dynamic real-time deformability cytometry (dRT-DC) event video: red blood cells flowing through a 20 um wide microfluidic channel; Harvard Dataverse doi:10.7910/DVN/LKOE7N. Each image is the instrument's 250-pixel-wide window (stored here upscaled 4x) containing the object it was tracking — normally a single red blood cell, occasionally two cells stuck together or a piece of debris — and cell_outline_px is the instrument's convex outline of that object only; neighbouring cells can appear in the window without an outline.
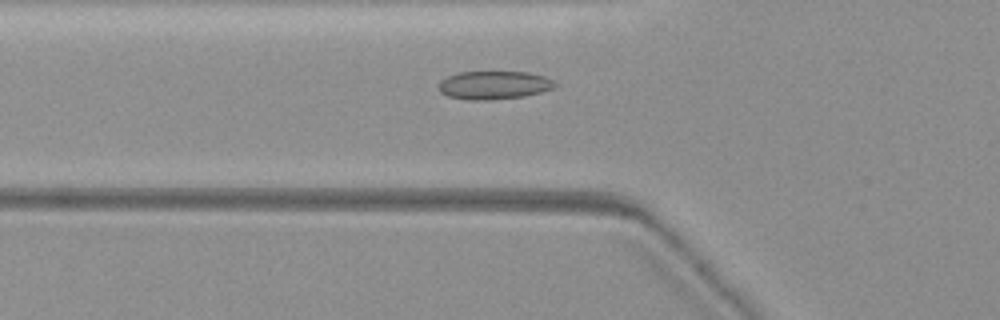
{"species": "common noctule bat (a hibernating species)", "species_latin": "Nyctalus noctula", "temperature_condition": "warm", "stored_images_in_passage": 62, "camera_frame_rate_fps": 3000, "um_per_image_px": 0.085, "animal": {"sex": "female", "body_mass_g": 19.3, "forearm_length_mm": 54.1}, "frame": {"image": 1, "passage_image": 25, "time_ms": 8.0, "image_size_px": [1000, 320], "cell_outline_px": [[556, 84], [552, 88], [540, 92], [524, 96], [488, 100], [468, 100], [448, 96], [440, 92], [440, 80], [448, 76], [460, 72], [528, 72], [544, 76], [552, 80]], "centroid_in_image_um": [41.97, 7.23], "position_along_channel_um": 83.8, "area_um2": 18.96}}
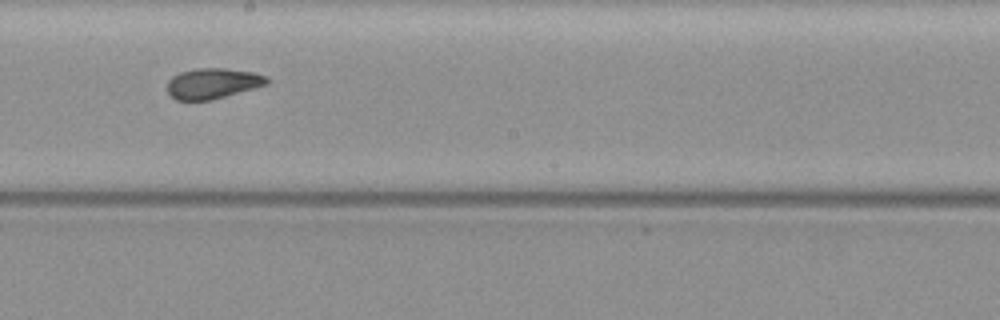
{"frame": {"image": 2, "passage_image": 40, "time_ms": 13.0, "image_size_px": [1000, 320], "cell_outline_px": [[268, 84], [224, 96], [208, 100], [176, 100], [168, 92], [168, 80], [172, 76], [180, 72], [196, 68], [224, 68], [252, 72], [268, 76]], "centroid_in_image_um": [18.07, 7.07], "position_along_channel_um": 230.1, "area_um2": 17.51}}
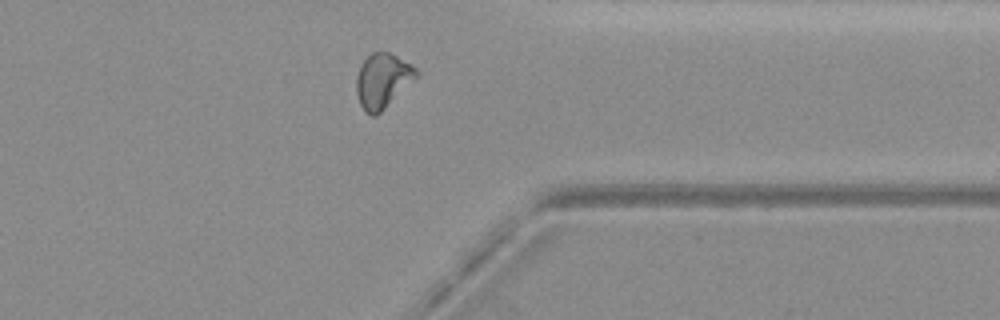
{"frame": {"image": 3, "passage_image": 56, "time_ms": 18.333, "image_size_px": [1000, 320], "cell_outline_px": [[420, 72], [376, 116], [372, 116], [364, 112], [360, 104], [356, 92], [356, 76], [360, 64], [372, 52], [388, 52], [396, 56], [416, 68]], "centroid_in_image_um": [32.46, 6.85], "position_along_channel_um": 378.9, "area_um2": 18.61}}